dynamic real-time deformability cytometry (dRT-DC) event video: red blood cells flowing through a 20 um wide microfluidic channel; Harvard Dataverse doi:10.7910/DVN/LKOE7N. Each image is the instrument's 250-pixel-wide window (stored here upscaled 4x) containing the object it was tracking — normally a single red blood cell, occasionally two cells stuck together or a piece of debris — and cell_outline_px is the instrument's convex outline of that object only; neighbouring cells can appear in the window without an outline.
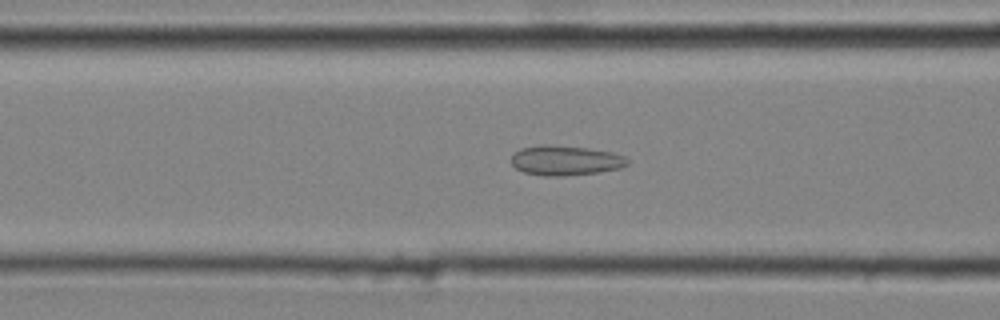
{"species": "common noctule bat (a hibernating species)", "species_latin": "Nyctalus noctula", "temperature_condition": "cold", "stored_images_in_passage": 33, "camera_frame_rate_fps": 3000, "um_per_image_px": 0.085, "animal": {"sex": "male", "body_mass_g": 20.4}, "frame": {"image": 1, "passage_image": 17, "time_ms": 5.333, "image_size_px": [1000, 320], "cell_outline_px": [[628, 164], [620, 168], [600, 172], [564, 176], [544, 176], [524, 172], [516, 168], [512, 164], [512, 152], [520, 148], [540, 144], [552, 144], [588, 148], [612, 152], [624, 156], [628, 160]], "centroid_in_image_um": [48.03, 13.62], "position_along_channel_um": 118.6, "area_um2": 20.46}}
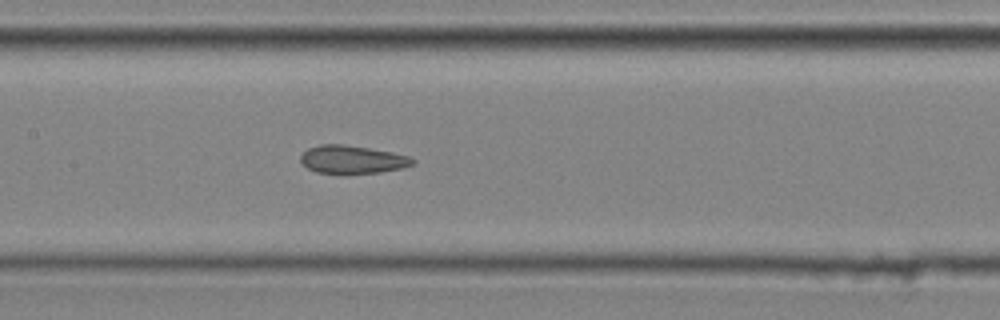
{"frame": {"image": 2, "passage_image": 21, "time_ms": 6.667, "image_size_px": [1000, 320], "cell_outline_px": [[416, 160], [412, 164], [404, 168], [380, 172], [348, 176], [336, 176], [316, 172], [308, 168], [300, 160], [300, 156], [308, 148], [320, 144], [344, 144], [392, 152], [408, 156]], "centroid_in_image_um": [29.92, 13.6], "position_along_channel_um": 177.5, "area_um2": 19.02}}
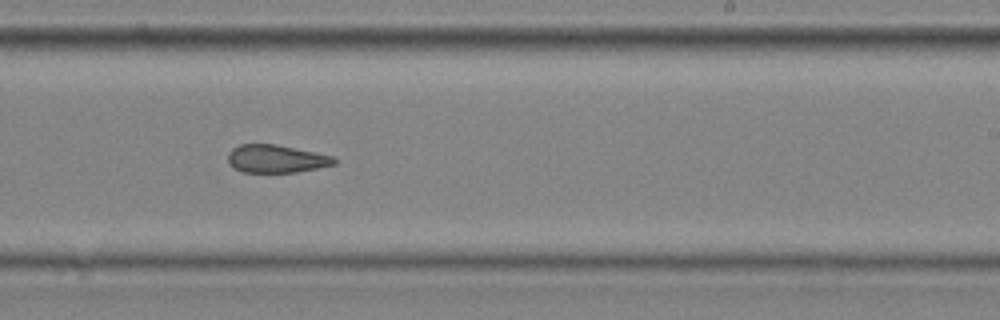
{"frame": {"image": 3, "passage_image": 27, "time_ms": 8.667, "image_size_px": [1000, 320], "cell_outline_px": [[336, 164], [296, 172], [240, 172], [232, 168], [228, 164], [228, 152], [232, 148], [240, 144], [276, 144], [332, 156], [336, 160]], "centroid_in_image_um": [23.4, 13.5], "position_along_channel_um": 265.6, "area_um2": 17.28}}